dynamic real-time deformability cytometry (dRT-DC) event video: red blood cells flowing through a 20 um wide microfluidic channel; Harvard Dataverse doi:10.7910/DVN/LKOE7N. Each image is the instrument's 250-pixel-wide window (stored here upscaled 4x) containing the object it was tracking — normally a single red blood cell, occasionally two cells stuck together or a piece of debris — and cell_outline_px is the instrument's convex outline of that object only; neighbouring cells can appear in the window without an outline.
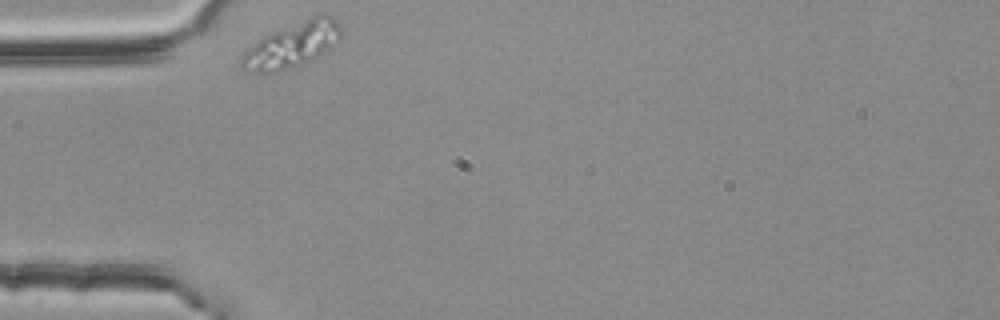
{"species": "common noctule bat (a hibernating species)", "species_latin": "Nyctalus noctula", "temperature_condition": "room temperature", "stored_images_in_passage": 32, "camera_frame_rate_fps": 3000, "um_per_image_px": 0.085, "animal": {"sex": "female", "body_mass_g": 25.1}, "frame": {"image": 1, "passage_image": 1, "time_ms": 0.0, "image_size_px": [1000, 320], "cell_outline_px": [[344, 36], [324, 52], [308, 60], [276, 72], [256, 72], [244, 68], [240, 64], [240, 60], [244, 52], [264, 36], [312, 16], [332, 16], [340, 24]], "centroid_in_image_um": [24.87, 3.8], "position_along_channel_um": 60.1, "area_um2": 25.14}}
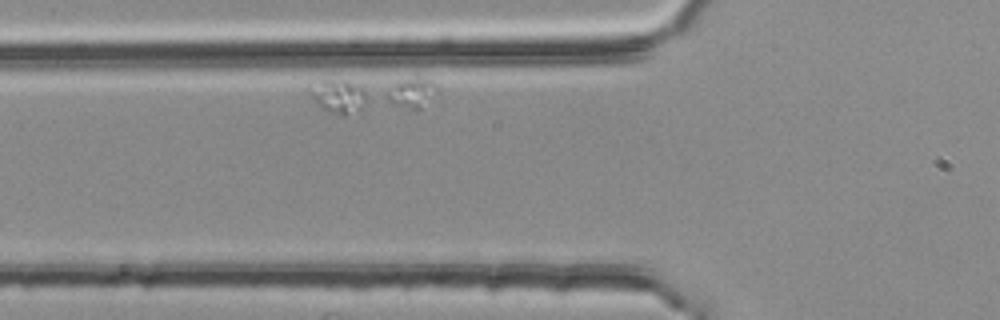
{"frame": {"image": 2, "passage_image": 5, "time_ms": 1.333, "image_size_px": [1000, 320], "cell_outline_px": [[436, 92], [420, 108], [344, 116], [336, 116], [320, 108], [316, 104], [308, 92], [308, 88], [320, 80], [428, 80], [436, 84]], "centroid_in_image_um": [31.49, 8.13], "position_along_channel_um": 94.3, "area_um2": 26.99}}